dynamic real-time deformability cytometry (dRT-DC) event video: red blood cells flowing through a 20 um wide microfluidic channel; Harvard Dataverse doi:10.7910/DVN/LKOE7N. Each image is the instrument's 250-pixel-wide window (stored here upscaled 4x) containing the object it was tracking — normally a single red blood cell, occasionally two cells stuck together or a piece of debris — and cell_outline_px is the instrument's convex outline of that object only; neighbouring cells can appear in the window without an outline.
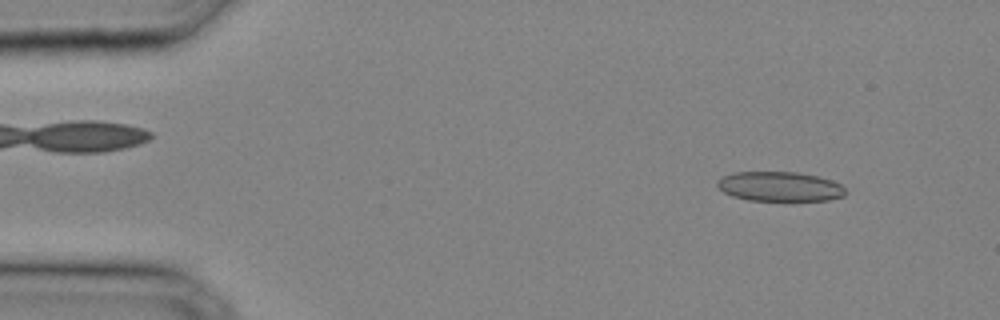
{"species": "common noctule bat (a hibernating species)", "species_latin": "Nyctalus noctula", "temperature_condition": "cold", "stored_images_in_passage": 28, "camera_frame_rate_fps": 3000, "um_per_image_px": 0.085, "animal": {"sex": "male", "body_mass_g": 20.4}, "frame": {"image": 1, "passage_image": 3, "time_ms": 0.667, "image_size_px": [1000, 320], "cell_outline_px": [[848, 192], [844, 196], [828, 200], [748, 200], [732, 196], [724, 192], [716, 184], [716, 180], [720, 176], [736, 172], [796, 172], [816, 176], [832, 180], [840, 184]], "centroid_in_image_um": [66.26, 15.85], "position_along_channel_um": 18.7, "area_um2": 22.14}}
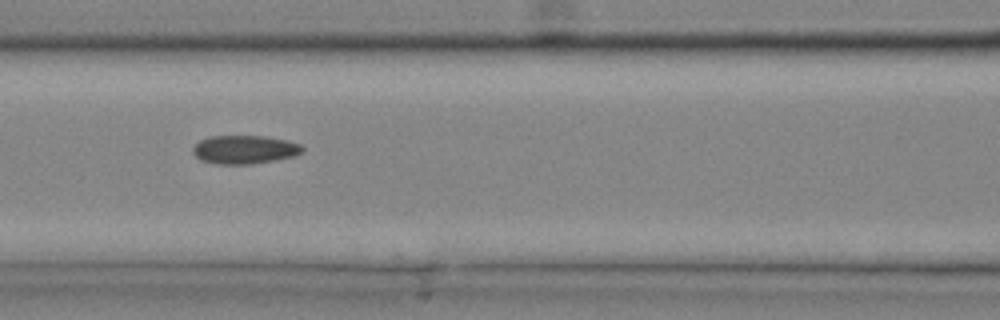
{"frame": {"image": 2, "passage_image": 14, "time_ms": 4.333, "image_size_px": [1000, 320], "cell_outline_px": [[304, 152], [292, 156], [252, 164], [216, 164], [200, 160], [192, 152], [192, 148], [200, 140], [212, 136], [264, 136], [288, 140], [300, 144], [304, 148]], "centroid_in_image_um": [20.78, 12.71], "position_along_channel_um": 145.8, "area_um2": 18.15}}
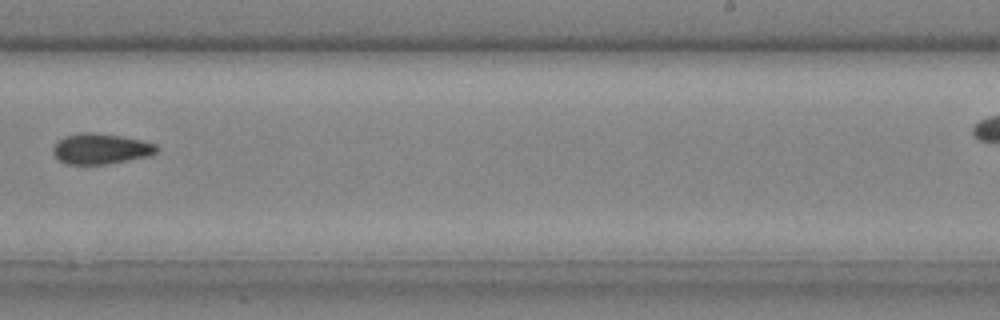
{"frame": {"image": 3, "passage_image": 21, "time_ms": 6.667, "image_size_px": [1000, 320], "cell_outline_px": [[160, 148], [152, 156], [108, 164], [64, 164], [52, 152], [52, 148], [56, 140], [64, 136], [80, 132], [96, 132], [120, 136], [140, 140], [156, 144]], "centroid_in_image_um": [8.56, 12.64], "position_along_channel_um": 280.4, "area_um2": 18.79}}